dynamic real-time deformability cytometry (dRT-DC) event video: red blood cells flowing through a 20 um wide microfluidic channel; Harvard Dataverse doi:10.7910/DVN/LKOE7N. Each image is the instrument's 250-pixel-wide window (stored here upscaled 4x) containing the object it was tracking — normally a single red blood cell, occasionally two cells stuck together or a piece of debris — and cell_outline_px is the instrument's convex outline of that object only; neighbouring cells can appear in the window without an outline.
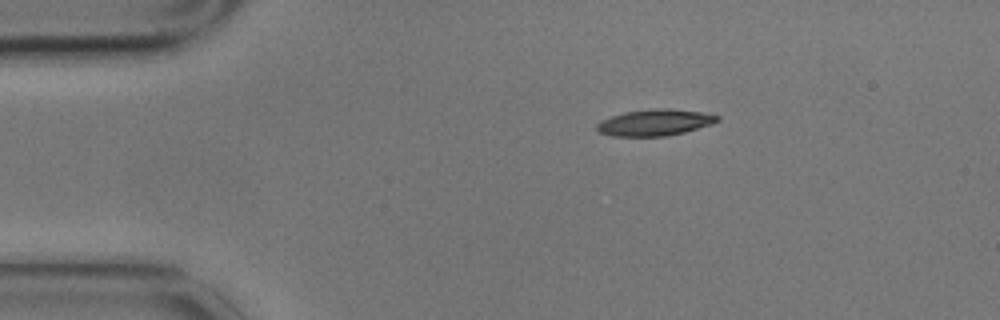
{"species": "common noctule bat (a hibernating species)", "species_latin": "Nyctalus noctula", "temperature_condition": "cold", "stored_images_in_passage": 4, "camera_frame_rate_fps": 3000, "um_per_image_px": 0.085, "animal": {"sex": "male", "body_mass_g": 17.9}, "frame": {"image": 1, "passage_image": 4, "time_ms": 1.0, "image_size_px": [1000, 320], "cell_outline_px": [[720, 120], [712, 124], [684, 132], [664, 136], [612, 136], [600, 132], [596, 128], [596, 124], [600, 120], [624, 112], [656, 108], [668, 108], [704, 112], [720, 116]], "centroid_in_image_um": [55.68, 10.4], "position_along_channel_um": 29.3, "area_um2": 18.55}}